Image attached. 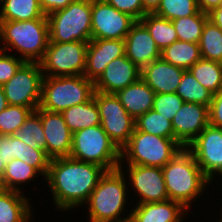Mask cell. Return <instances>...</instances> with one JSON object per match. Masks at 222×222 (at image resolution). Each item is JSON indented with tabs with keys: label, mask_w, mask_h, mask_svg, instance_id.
<instances>
[{
	"label": "cell",
	"mask_w": 222,
	"mask_h": 222,
	"mask_svg": "<svg viewBox=\"0 0 222 222\" xmlns=\"http://www.w3.org/2000/svg\"><path fill=\"white\" fill-rule=\"evenodd\" d=\"M107 170L96 164L83 162L71 157L51 159L47 183L53 206L61 211L84 206L100 178Z\"/></svg>",
	"instance_id": "1"
},
{
	"label": "cell",
	"mask_w": 222,
	"mask_h": 222,
	"mask_svg": "<svg viewBox=\"0 0 222 222\" xmlns=\"http://www.w3.org/2000/svg\"><path fill=\"white\" fill-rule=\"evenodd\" d=\"M168 199L180 202L187 210L199 200L211 181L203 174L192 153L183 148L162 167ZM203 192V193H202ZM202 194V195H201Z\"/></svg>",
	"instance_id": "2"
},
{
	"label": "cell",
	"mask_w": 222,
	"mask_h": 222,
	"mask_svg": "<svg viewBox=\"0 0 222 222\" xmlns=\"http://www.w3.org/2000/svg\"><path fill=\"white\" fill-rule=\"evenodd\" d=\"M49 43L47 16L27 21H0L2 51L20 54L24 62L39 63ZM9 50V51H8Z\"/></svg>",
	"instance_id": "3"
},
{
	"label": "cell",
	"mask_w": 222,
	"mask_h": 222,
	"mask_svg": "<svg viewBox=\"0 0 222 222\" xmlns=\"http://www.w3.org/2000/svg\"><path fill=\"white\" fill-rule=\"evenodd\" d=\"M118 168L106 171L90 194L84 206H88L89 222H115L131 215V209L125 216L130 190L128 189L126 171ZM123 215V217H122Z\"/></svg>",
	"instance_id": "4"
},
{
	"label": "cell",
	"mask_w": 222,
	"mask_h": 222,
	"mask_svg": "<svg viewBox=\"0 0 222 222\" xmlns=\"http://www.w3.org/2000/svg\"><path fill=\"white\" fill-rule=\"evenodd\" d=\"M95 93L94 82L84 75L43 77L38 108L59 112L90 101Z\"/></svg>",
	"instance_id": "5"
},
{
	"label": "cell",
	"mask_w": 222,
	"mask_h": 222,
	"mask_svg": "<svg viewBox=\"0 0 222 222\" xmlns=\"http://www.w3.org/2000/svg\"><path fill=\"white\" fill-rule=\"evenodd\" d=\"M182 149L174 138H164L135 129L129 142L121 149L120 163L162 168Z\"/></svg>",
	"instance_id": "6"
},
{
	"label": "cell",
	"mask_w": 222,
	"mask_h": 222,
	"mask_svg": "<svg viewBox=\"0 0 222 222\" xmlns=\"http://www.w3.org/2000/svg\"><path fill=\"white\" fill-rule=\"evenodd\" d=\"M69 157L96 164L111 171L119 167L121 150L110 139L102 126L96 125L73 133Z\"/></svg>",
	"instance_id": "7"
},
{
	"label": "cell",
	"mask_w": 222,
	"mask_h": 222,
	"mask_svg": "<svg viewBox=\"0 0 222 222\" xmlns=\"http://www.w3.org/2000/svg\"><path fill=\"white\" fill-rule=\"evenodd\" d=\"M49 42H89L91 0H75L66 8L47 15Z\"/></svg>",
	"instance_id": "8"
},
{
	"label": "cell",
	"mask_w": 222,
	"mask_h": 222,
	"mask_svg": "<svg viewBox=\"0 0 222 222\" xmlns=\"http://www.w3.org/2000/svg\"><path fill=\"white\" fill-rule=\"evenodd\" d=\"M89 42H49L39 62L43 77L83 75Z\"/></svg>",
	"instance_id": "9"
},
{
	"label": "cell",
	"mask_w": 222,
	"mask_h": 222,
	"mask_svg": "<svg viewBox=\"0 0 222 222\" xmlns=\"http://www.w3.org/2000/svg\"><path fill=\"white\" fill-rule=\"evenodd\" d=\"M93 98L100 115V125L121 150L135 130V119L125 110L116 94L95 91Z\"/></svg>",
	"instance_id": "10"
},
{
	"label": "cell",
	"mask_w": 222,
	"mask_h": 222,
	"mask_svg": "<svg viewBox=\"0 0 222 222\" xmlns=\"http://www.w3.org/2000/svg\"><path fill=\"white\" fill-rule=\"evenodd\" d=\"M43 73L37 62H24L2 87L8 105L38 108Z\"/></svg>",
	"instance_id": "11"
},
{
	"label": "cell",
	"mask_w": 222,
	"mask_h": 222,
	"mask_svg": "<svg viewBox=\"0 0 222 222\" xmlns=\"http://www.w3.org/2000/svg\"><path fill=\"white\" fill-rule=\"evenodd\" d=\"M186 148L211 183L222 180V128L207 125Z\"/></svg>",
	"instance_id": "12"
},
{
	"label": "cell",
	"mask_w": 222,
	"mask_h": 222,
	"mask_svg": "<svg viewBox=\"0 0 222 222\" xmlns=\"http://www.w3.org/2000/svg\"><path fill=\"white\" fill-rule=\"evenodd\" d=\"M136 22L135 18L118 11L105 0H91L92 39H125Z\"/></svg>",
	"instance_id": "13"
},
{
	"label": "cell",
	"mask_w": 222,
	"mask_h": 222,
	"mask_svg": "<svg viewBox=\"0 0 222 222\" xmlns=\"http://www.w3.org/2000/svg\"><path fill=\"white\" fill-rule=\"evenodd\" d=\"M124 166H126L125 169L127 168L126 178H128L129 189H133L134 197L136 195V197H139L135 204L154 203L168 199L161 167L123 165V163H120L118 168H123Z\"/></svg>",
	"instance_id": "14"
},
{
	"label": "cell",
	"mask_w": 222,
	"mask_h": 222,
	"mask_svg": "<svg viewBox=\"0 0 222 222\" xmlns=\"http://www.w3.org/2000/svg\"><path fill=\"white\" fill-rule=\"evenodd\" d=\"M174 139L186 148L209 125V107L184 102L172 119Z\"/></svg>",
	"instance_id": "15"
},
{
	"label": "cell",
	"mask_w": 222,
	"mask_h": 222,
	"mask_svg": "<svg viewBox=\"0 0 222 222\" xmlns=\"http://www.w3.org/2000/svg\"><path fill=\"white\" fill-rule=\"evenodd\" d=\"M41 122L46 137V154L50 159L68 157L73 133L61 113L41 109Z\"/></svg>",
	"instance_id": "16"
},
{
	"label": "cell",
	"mask_w": 222,
	"mask_h": 222,
	"mask_svg": "<svg viewBox=\"0 0 222 222\" xmlns=\"http://www.w3.org/2000/svg\"><path fill=\"white\" fill-rule=\"evenodd\" d=\"M125 55L124 39H91L86 52L83 75L95 82L109 62Z\"/></svg>",
	"instance_id": "17"
},
{
	"label": "cell",
	"mask_w": 222,
	"mask_h": 222,
	"mask_svg": "<svg viewBox=\"0 0 222 222\" xmlns=\"http://www.w3.org/2000/svg\"><path fill=\"white\" fill-rule=\"evenodd\" d=\"M141 78V70L125 55L108 63L94 82L95 91L116 94Z\"/></svg>",
	"instance_id": "18"
},
{
	"label": "cell",
	"mask_w": 222,
	"mask_h": 222,
	"mask_svg": "<svg viewBox=\"0 0 222 222\" xmlns=\"http://www.w3.org/2000/svg\"><path fill=\"white\" fill-rule=\"evenodd\" d=\"M125 56L140 70L161 58V51L148 29L137 21L125 37Z\"/></svg>",
	"instance_id": "19"
},
{
	"label": "cell",
	"mask_w": 222,
	"mask_h": 222,
	"mask_svg": "<svg viewBox=\"0 0 222 222\" xmlns=\"http://www.w3.org/2000/svg\"><path fill=\"white\" fill-rule=\"evenodd\" d=\"M0 155L7 164L12 159L22 160L34 167L45 179L51 159L41 149H33L14 135H0Z\"/></svg>",
	"instance_id": "20"
},
{
	"label": "cell",
	"mask_w": 222,
	"mask_h": 222,
	"mask_svg": "<svg viewBox=\"0 0 222 222\" xmlns=\"http://www.w3.org/2000/svg\"><path fill=\"white\" fill-rule=\"evenodd\" d=\"M183 72L184 69L159 58L141 70V78L153 89L155 94L175 93Z\"/></svg>",
	"instance_id": "21"
},
{
	"label": "cell",
	"mask_w": 222,
	"mask_h": 222,
	"mask_svg": "<svg viewBox=\"0 0 222 222\" xmlns=\"http://www.w3.org/2000/svg\"><path fill=\"white\" fill-rule=\"evenodd\" d=\"M132 206L131 215L137 222H183L189 211L180 202L170 199Z\"/></svg>",
	"instance_id": "22"
},
{
	"label": "cell",
	"mask_w": 222,
	"mask_h": 222,
	"mask_svg": "<svg viewBox=\"0 0 222 222\" xmlns=\"http://www.w3.org/2000/svg\"><path fill=\"white\" fill-rule=\"evenodd\" d=\"M116 96L125 110L136 119L152 109L155 93L142 78H139L136 82L118 91Z\"/></svg>",
	"instance_id": "23"
},
{
	"label": "cell",
	"mask_w": 222,
	"mask_h": 222,
	"mask_svg": "<svg viewBox=\"0 0 222 222\" xmlns=\"http://www.w3.org/2000/svg\"><path fill=\"white\" fill-rule=\"evenodd\" d=\"M29 200L24 193L0 188V222H33Z\"/></svg>",
	"instance_id": "24"
},
{
	"label": "cell",
	"mask_w": 222,
	"mask_h": 222,
	"mask_svg": "<svg viewBox=\"0 0 222 222\" xmlns=\"http://www.w3.org/2000/svg\"><path fill=\"white\" fill-rule=\"evenodd\" d=\"M65 123L72 133L100 125L99 110L95 99L74 105L61 112Z\"/></svg>",
	"instance_id": "25"
},
{
	"label": "cell",
	"mask_w": 222,
	"mask_h": 222,
	"mask_svg": "<svg viewBox=\"0 0 222 222\" xmlns=\"http://www.w3.org/2000/svg\"><path fill=\"white\" fill-rule=\"evenodd\" d=\"M42 175L32 166L22 160L12 159L5 165V171L0 181V188L25 193L23 185L32 182ZM22 185V186H20ZM23 189V190H22Z\"/></svg>",
	"instance_id": "26"
},
{
	"label": "cell",
	"mask_w": 222,
	"mask_h": 222,
	"mask_svg": "<svg viewBox=\"0 0 222 222\" xmlns=\"http://www.w3.org/2000/svg\"><path fill=\"white\" fill-rule=\"evenodd\" d=\"M44 15L40 0H0V21H27Z\"/></svg>",
	"instance_id": "27"
},
{
	"label": "cell",
	"mask_w": 222,
	"mask_h": 222,
	"mask_svg": "<svg viewBox=\"0 0 222 222\" xmlns=\"http://www.w3.org/2000/svg\"><path fill=\"white\" fill-rule=\"evenodd\" d=\"M161 58L176 67L189 70L202 57L198 43L177 40L161 51Z\"/></svg>",
	"instance_id": "28"
},
{
	"label": "cell",
	"mask_w": 222,
	"mask_h": 222,
	"mask_svg": "<svg viewBox=\"0 0 222 222\" xmlns=\"http://www.w3.org/2000/svg\"><path fill=\"white\" fill-rule=\"evenodd\" d=\"M140 22L148 29L160 51L178 40L172 21L166 18L154 13H146Z\"/></svg>",
	"instance_id": "29"
},
{
	"label": "cell",
	"mask_w": 222,
	"mask_h": 222,
	"mask_svg": "<svg viewBox=\"0 0 222 222\" xmlns=\"http://www.w3.org/2000/svg\"><path fill=\"white\" fill-rule=\"evenodd\" d=\"M189 70L212 94L222 89V63L201 58Z\"/></svg>",
	"instance_id": "30"
},
{
	"label": "cell",
	"mask_w": 222,
	"mask_h": 222,
	"mask_svg": "<svg viewBox=\"0 0 222 222\" xmlns=\"http://www.w3.org/2000/svg\"><path fill=\"white\" fill-rule=\"evenodd\" d=\"M14 136L33 149H41L46 152V137L41 122V108H37L29 115Z\"/></svg>",
	"instance_id": "31"
},
{
	"label": "cell",
	"mask_w": 222,
	"mask_h": 222,
	"mask_svg": "<svg viewBox=\"0 0 222 222\" xmlns=\"http://www.w3.org/2000/svg\"><path fill=\"white\" fill-rule=\"evenodd\" d=\"M184 102H193L209 107L213 94L202 86L191 73L190 70H184L181 81L176 89Z\"/></svg>",
	"instance_id": "32"
},
{
	"label": "cell",
	"mask_w": 222,
	"mask_h": 222,
	"mask_svg": "<svg viewBox=\"0 0 222 222\" xmlns=\"http://www.w3.org/2000/svg\"><path fill=\"white\" fill-rule=\"evenodd\" d=\"M201 57L222 63V30L208 20L199 40Z\"/></svg>",
	"instance_id": "33"
},
{
	"label": "cell",
	"mask_w": 222,
	"mask_h": 222,
	"mask_svg": "<svg viewBox=\"0 0 222 222\" xmlns=\"http://www.w3.org/2000/svg\"><path fill=\"white\" fill-rule=\"evenodd\" d=\"M208 13L199 11L196 15L172 20L179 41L199 43Z\"/></svg>",
	"instance_id": "34"
},
{
	"label": "cell",
	"mask_w": 222,
	"mask_h": 222,
	"mask_svg": "<svg viewBox=\"0 0 222 222\" xmlns=\"http://www.w3.org/2000/svg\"><path fill=\"white\" fill-rule=\"evenodd\" d=\"M135 129L164 138H174L171 120L151 109L135 119Z\"/></svg>",
	"instance_id": "35"
},
{
	"label": "cell",
	"mask_w": 222,
	"mask_h": 222,
	"mask_svg": "<svg viewBox=\"0 0 222 222\" xmlns=\"http://www.w3.org/2000/svg\"><path fill=\"white\" fill-rule=\"evenodd\" d=\"M37 108L8 105L0 112V135H14Z\"/></svg>",
	"instance_id": "36"
},
{
	"label": "cell",
	"mask_w": 222,
	"mask_h": 222,
	"mask_svg": "<svg viewBox=\"0 0 222 222\" xmlns=\"http://www.w3.org/2000/svg\"><path fill=\"white\" fill-rule=\"evenodd\" d=\"M199 11L197 0H161L154 14L172 21L196 15Z\"/></svg>",
	"instance_id": "37"
},
{
	"label": "cell",
	"mask_w": 222,
	"mask_h": 222,
	"mask_svg": "<svg viewBox=\"0 0 222 222\" xmlns=\"http://www.w3.org/2000/svg\"><path fill=\"white\" fill-rule=\"evenodd\" d=\"M184 101L176 93L155 94L152 109L160 113L166 119L171 120L176 112L182 107Z\"/></svg>",
	"instance_id": "38"
},
{
	"label": "cell",
	"mask_w": 222,
	"mask_h": 222,
	"mask_svg": "<svg viewBox=\"0 0 222 222\" xmlns=\"http://www.w3.org/2000/svg\"><path fill=\"white\" fill-rule=\"evenodd\" d=\"M18 56L19 55L16 56L15 53L12 55L10 52H0V86H3L9 81L24 63Z\"/></svg>",
	"instance_id": "39"
},
{
	"label": "cell",
	"mask_w": 222,
	"mask_h": 222,
	"mask_svg": "<svg viewBox=\"0 0 222 222\" xmlns=\"http://www.w3.org/2000/svg\"><path fill=\"white\" fill-rule=\"evenodd\" d=\"M120 12H124L140 21L146 14L143 10L142 0H105Z\"/></svg>",
	"instance_id": "40"
},
{
	"label": "cell",
	"mask_w": 222,
	"mask_h": 222,
	"mask_svg": "<svg viewBox=\"0 0 222 222\" xmlns=\"http://www.w3.org/2000/svg\"><path fill=\"white\" fill-rule=\"evenodd\" d=\"M209 125L222 128V89L212 96L209 106Z\"/></svg>",
	"instance_id": "41"
},
{
	"label": "cell",
	"mask_w": 222,
	"mask_h": 222,
	"mask_svg": "<svg viewBox=\"0 0 222 222\" xmlns=\"http://www.w3.org/2000/svg\"><path fill=\"white\" fill-rule=\"evenodd\" d=\"M75 0H40L41 8L47 16L55 11L66 8L71 2Z\"/></svg>",
	"instance_id": "42"
},
{
	"label": "cell",
	"mask_w": 222,
	"mask_h": 222,
	"mask_svg": "<svg viewBox=\"0 0 222 222\" xmlns=\"http://www.w3.org/2000/svg\"><path fill=\"white\" fill-rule=\"evenodd\" d=\"M199 10L204 13H209L216 7L222 5V0H197Z\"/></svg>",
	"instance_id": "43"
},
{
	"label": "cell",
	"mask_w": 222,
	"mask_h": 222,
	"mask_svg": "<svg viewBox=\"0 0 222 222\" xmlns=\"http://www.w3.org/2000/svg\"><path fill=\"white\" fill-rule=\"evenodd\" d=\"M209 20L222 30V5L208 13Z\"/></svg>",
	"instance_id": "44"
},
{
	"label": "cell",
	"mask_w": 222,
	"mask_h": 222,
	"mask_svg": "<svg viewBox=\"0 0 222 222\" xmlns=\"http://www.w3.org/2000/svg\"><path fill=\"white\" fill-rule=\"evenodd\" d=\"M161 0H142L143 10L146 13H154L159 5Z\"/></svg>",
	"instance_id": "45"
},
{
	"label": "cell",
	"mask_w": 222,
	"mask_h": 222,
	"mask_svg": "<svg viewBox=\"0 0 222 222\" xmlns=\"http://www.w3.org/2000/svg\"><path fill=\"white\" fill-rule=\"evenodd\" d=\"M8 106L3 87L0 86V112Z\"/></svg>",
	"instance_id": "46"
},
{
	"label": "cell",
	"mask_w": 222,
	"mask_h": 222,
	"mask_svg": "<svg viewBox=\"0 0 222 222\" xmlns=\"http://www.w3.org/2000/svg\"><path fill=\"white\" fill-rule=\"evenodd\" d=\"M5 165H6V163L3 161V159L1 158V155H0V181H1L4 171H5Z\"/></svg>",
	"instance_id": "47"
},
{
	"label": "cell",
	"mask_w": 222,
	"mask_h": 222,
	"mask_svg": "<svg viewBox=\"0 0 222 222\" xmlns=\"http://www.w3.org/2000/svg\"><path fill=\"white\" fill-rule=\"evenodd\" d=\"M115 222H137V221L134 219V217L132 215H130V216H127L125 218L118 219Z\"/></svg>",
	"instance_id": "48"
},
{
	"label": "cell",
	"mask_w": 222,
	"mask_h": 222,
	"mask_svg": "<svg viewBox=\"0 0 222 222\" xmlns=\"http://www.w3.org/2000/svg\"><path fill=\"white\" fill-rule=\"evenodd\" d=\"M221 214H222V212H221ZM220 218L222 217V215L221 216H219ZM218 222H222V218L220 219V220H218Z\"/></svg>",
	"instance_id": "49"
}]
</instances>
